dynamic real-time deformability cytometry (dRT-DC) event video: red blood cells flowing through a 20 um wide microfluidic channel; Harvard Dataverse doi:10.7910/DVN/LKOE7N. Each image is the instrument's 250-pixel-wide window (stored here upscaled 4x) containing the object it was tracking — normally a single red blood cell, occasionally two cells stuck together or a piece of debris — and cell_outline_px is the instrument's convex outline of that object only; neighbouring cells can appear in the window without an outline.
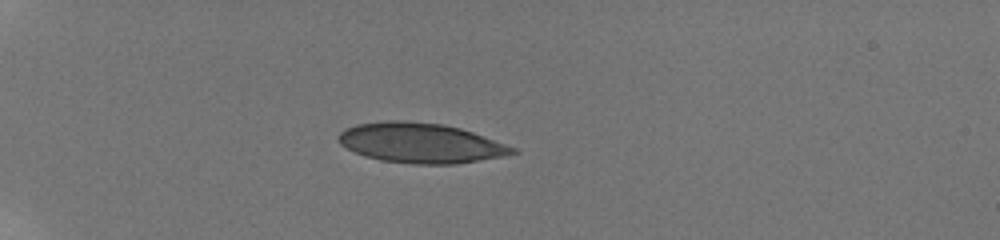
{"species": "human", "species_latin": "Homo sapiens", "temperature_condition": "room temperature", "stored_images_in_passage": 18, "camera_frame_rate_fps": 3000, "um_per_image_px": 0.085, "donor": {"sex": "male"}, "frame": {"image": 1, "passage_image": 7, "time_ms": 3.333, "image_size_px": [1000, 240], "cell_outline_px": [[520, 152], [504, 156], [456, 164], [412, 164], [380, 160], [364, 156], [340, 144], [336, 140], [336, 136], [344, 128], [356, 124], [392, 120], [396, 120], [444, 124], [460, 128], [472, 132], [516, 148]], "centroid_in_image_um": [35.73, 12.16], "position_along_channel_um": 49.3, "area_um2": 40.52}}
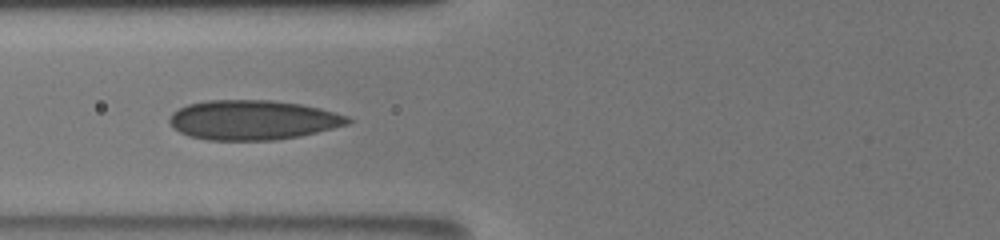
{"frame": {"image": 2, "passage_image": 17, "time_ms": 6.0, "image_size_px": [1000, 240], "cell_outline_px": [[352, 120], [348, 124], [300, 136], [276, 140], [208, 140], [188, 136], [172, 128], [168, 120], [172, 112], [188, 104], [208, 100], [272, 100], [300, 104], [320, 108], [348, 116]], "centroid_in_image_um": [21.46, 10.2], "position_along_channel_um": 104.3, "area_um2": 41.27}}